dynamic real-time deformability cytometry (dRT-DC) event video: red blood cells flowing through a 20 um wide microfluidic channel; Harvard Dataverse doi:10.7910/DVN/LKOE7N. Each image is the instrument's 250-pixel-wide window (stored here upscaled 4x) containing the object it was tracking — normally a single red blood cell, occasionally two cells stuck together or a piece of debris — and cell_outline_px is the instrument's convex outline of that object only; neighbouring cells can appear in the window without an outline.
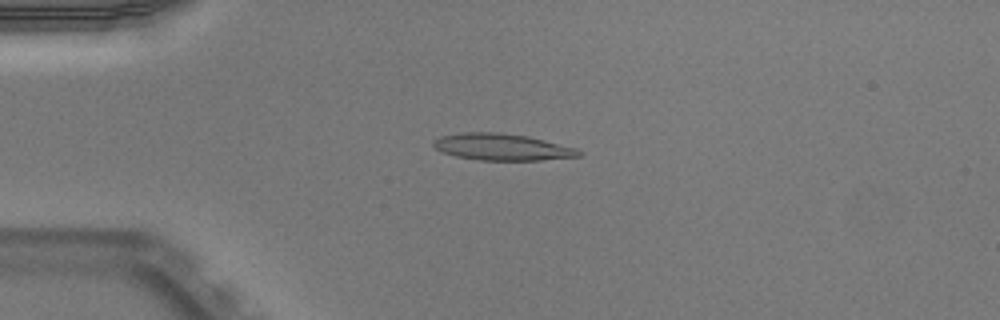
{"species": "Egyptian fruit bat (a non-hibernating species)", "species_latin": "Rousettus aegyptiacus", "temperature_condition": "warm", "stored_images_in_passage": 51, "camera_frame_rate_fps": 3000, "um_per_image_px": 0.085, "animal": {"sex": "male"}, "frame": {"image": 1, "passage_image": 13, "time_ms": 4.0, "image_size_px": [1000, 320], "cell_outline_px": [[584, 152], [580, 156], [540, 160], [480, 160], [456, 156], [444, 152], [436, 148], [432, 144], [432, 140], [440, 136], [460, 132], [500, 132], [528, 136], [576, 148]], "centroid_in_image_um": [42.66, 12.48], "position_along_channel_um": 42.3, "area_um2": 22.6}}
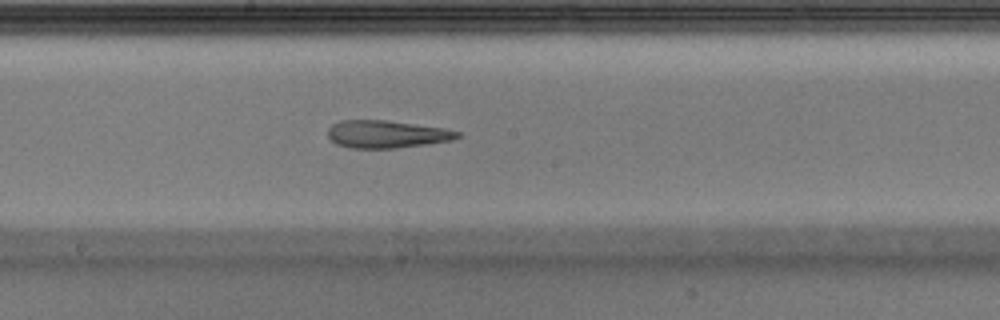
{"frame": {"image": 2, "passage_image": 28, "time_ms": 9.0, "image_size_px": [1000, 320], "cell_outline_px": [[460, 136], [452, 140], [428, 144], [396, 148], [352, 148], [336, 144], [328, 136], [328, 128], [332, 124], [340, 120], [388, 120], [444, 128], [460, 132]], "centroid_in_image_um": [32.86, 11.4], "position_along_channel_um": 215.3, "area_um2": 20.87}}
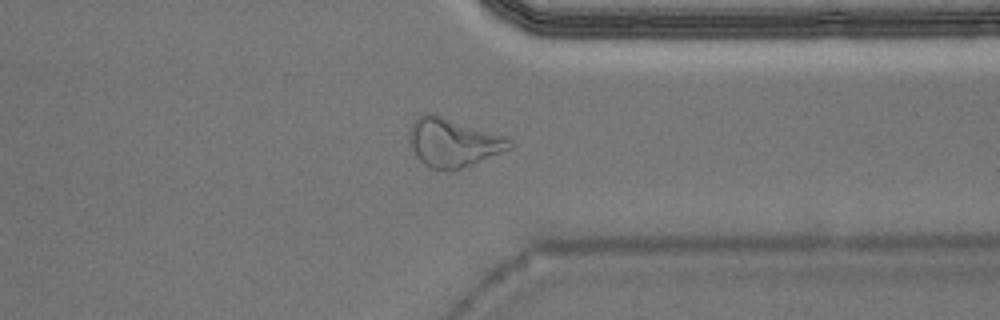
{"frame": {"image": 3, "passage_image": 40, "time_ms": 13.0, "image_size_px": [1000, 320], "cell_outline_px": [[516, 144], [512, 148], [472, 164], [448, 172], [432, 168], [424, 164], [416, 156], [412, 148], [408, 136], [412, 124], [416, 116], [424, 112], [432, 112], [508, 136]], "centroid_in_image_um": [38.54, 12.08], "position_along_channel_um": 372.9, "area_um2": 28.96}, "authors_computed_cell_mechanics": {"area_um2": 21.964, "velocity_mm_per_s": 3.9821, "shape_relaxation_time_tau1_ms": null, "shape_relaxation_time_tau2_ms": 2.7227, "deformation_change_tau1": null, "deformation_change_tau2": 0.1372}}